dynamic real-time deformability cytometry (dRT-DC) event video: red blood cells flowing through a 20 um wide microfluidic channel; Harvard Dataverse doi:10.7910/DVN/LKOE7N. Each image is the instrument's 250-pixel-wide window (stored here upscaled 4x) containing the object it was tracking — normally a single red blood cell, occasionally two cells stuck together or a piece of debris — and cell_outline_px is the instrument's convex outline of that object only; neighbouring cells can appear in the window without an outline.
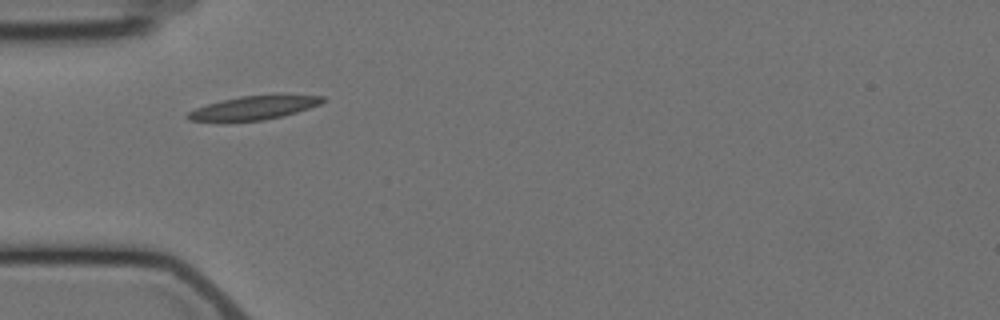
{"species": "Egyptian fruit bat (a non-hibernating species)", "species_latin": "Rousettus aegyptiacus", "temperature_condition": "cold", "stored_images_in_passage": 2, "camera_frame_rate_fps": 3000, "um_per_image_px": 0.085, "animal": {"sex": "female"}, "frame": {"image": 1, "passage_image": 1, "time_ms": 0.0, "image_size_px": [1000, 320], "cell_outline_px": [[328, 100], [320, 104], [284, 116], [264, 120], [188, 120], [184, 116], [188, 112], [196, 108], [220, 100], [240, 96], [276, 92], [324, 96]], "centroid_in_image_um": [21.71, 9.09], "position_along_channel_um": 63.3, "area_um2": 19.13}}
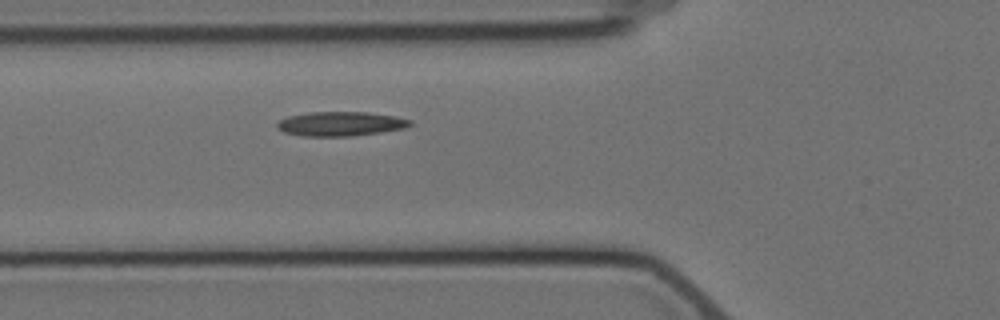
{"frame": {"image": 2, "passage_image": 2, "time_ms": 1.0, "image_size_px": [1000, 320], "cell_outline_px": [[412, 124], [404, 128], [380, 132], [348, 136], [300, 136], [284, 132], [276, 128], [276, 124], [280, 120], [288, 116], [312, 112], [368, 112], [392, 116], [412, 120]], "centroid_in_image_um": [28.91, 10.52], "position_along_channel_um": 96.9, "area_um2": 18.73}}